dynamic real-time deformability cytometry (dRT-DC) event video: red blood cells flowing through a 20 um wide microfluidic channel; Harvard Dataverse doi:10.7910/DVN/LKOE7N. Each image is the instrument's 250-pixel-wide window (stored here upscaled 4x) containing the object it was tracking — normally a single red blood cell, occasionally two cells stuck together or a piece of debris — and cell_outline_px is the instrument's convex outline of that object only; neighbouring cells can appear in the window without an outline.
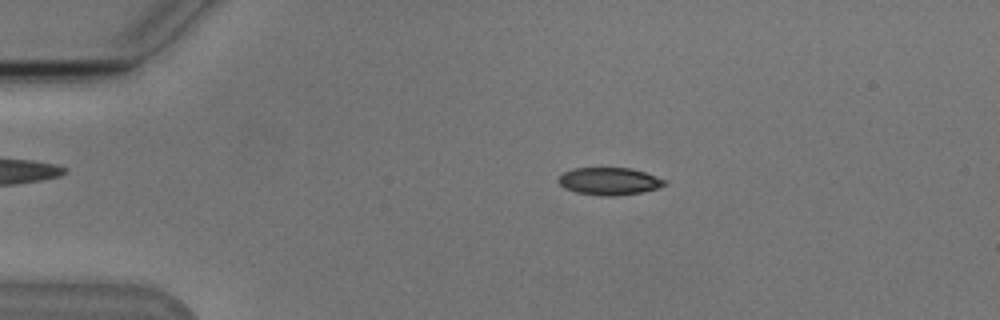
{"species": "Egyptian fruit bat (a non-hibernating species)", "species_latin": "Rousettus aegyptiacus", "temperature_condition": "cold", "stored_images_in_passage": 53, "camera_frame_rate_fps": 3000, "um_per_image_px": 0.085, "animal": {"sex": "male"}, "frame": {"image": 1, "passage_image": 10, "time_ms": 3.0, "image_size_px": [1000, 320], "cell_outline_px": [[668, 184], [660, 188], [640, 192], [612, 196], [600, 196], [576, 192], [564, 188], [556, 180], [564, 172], [572, 168], [632, 168], [668, 180]], "centroid_in_image_um": [51.81, 15.4], "position_along_channel_um": 33.2, "area_um2": 17.11}}
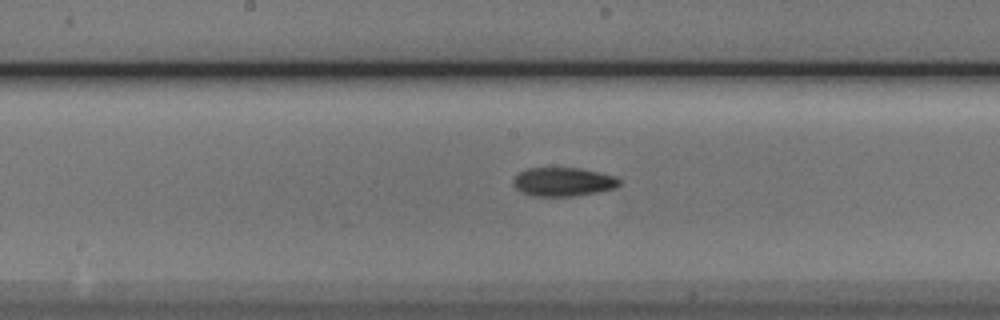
{"frame": {"image": 2, "passage_image": 27, "time_ms": 8.667, "image_size_px": [1000, 320], "cell_outline_px": [[620, 184], [616, 188], [576, 196], [532, 196], [520, 192], [512, 184], [512, 180], [520, 172], [528, 168], [580, 168], [616, 176], [620, 180]], "centroid_in_image_um": [47.86, 15.46], "position_along_channel_um": 200.3, "area_um2": 17.86}}
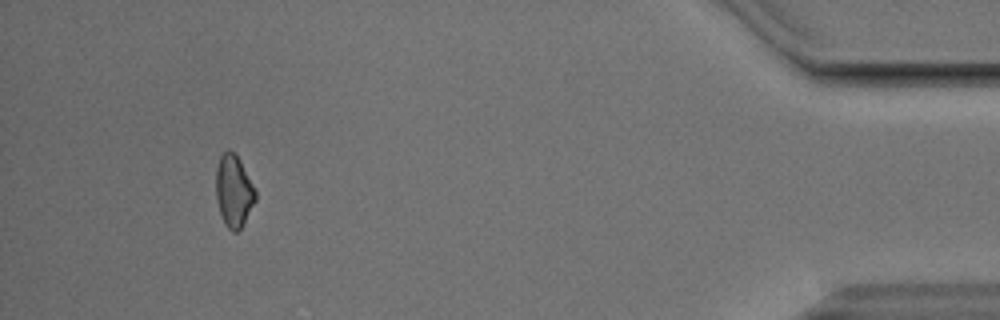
{"frame": {"image": 3, "passage_image": 49, "time_ms": 16.0, "image_size_px": [1000, 320], "cell_outline_px": [[256, 200], [240, 228], [236, 232], [232, 232], [224, 224], [220, 212], [216, 196], [216, 168], [220, 156], [228, 148], [240, 160], [256, 192]], "centroid_in_image_um": [19.85, 16.23], "position_along_channel_um": 415.3, "area_um2": 16.3}, "authors_computed_cell_mechanics": {"area_um2": 17.1088, "velocity_mm_per_s": 3.8193, "shape_relaxation_time_tau1_ms": null, "shape_relaxation_time_tau2_ms": 8.1199, "deformation_change_tau1": null, "deformation_change_tau2": 0.1571}}